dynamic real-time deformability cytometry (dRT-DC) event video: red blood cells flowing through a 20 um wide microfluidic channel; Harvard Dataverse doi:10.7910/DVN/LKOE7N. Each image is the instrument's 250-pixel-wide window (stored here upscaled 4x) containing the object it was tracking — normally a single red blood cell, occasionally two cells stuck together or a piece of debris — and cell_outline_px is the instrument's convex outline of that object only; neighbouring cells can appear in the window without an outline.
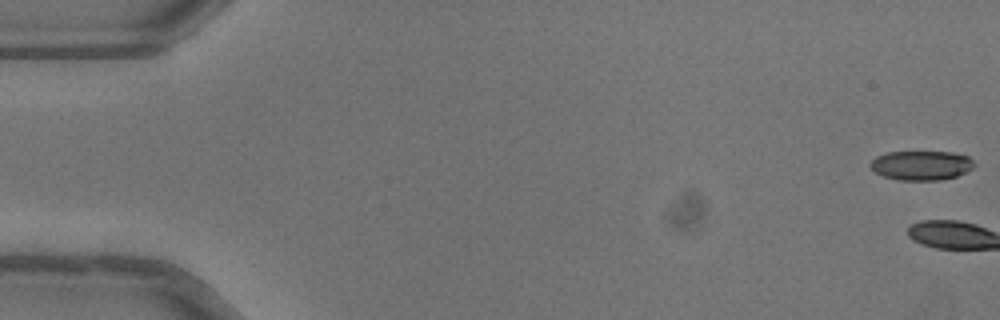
{"species": "common noctule bat (a hibernating species)", "species_latin": "Nyctalus noctula", "temperature_condition": "warm", "stored_images_in_passage": 6, "camera_frame_rate_fps": 3000, "um_per_image_px": 0.085, "animal": {"sex": "female"}, "frame": {"image": 1, "passage_image": 1, "time_ms": 0.0, "image_size_px": [1000, 320], "cell_outline_px": [[976, 164], [972, 168], [956, 176], [940, 180], [896, 180], [884, 176], [876, 172], [868, 164], [876, 156], [888, 152], [952, 152], [968, 156]], "centroid_in_image_um": [78.3, 14.05], "position_along_channel_um": 6.7, "area_um2": 17.74}}